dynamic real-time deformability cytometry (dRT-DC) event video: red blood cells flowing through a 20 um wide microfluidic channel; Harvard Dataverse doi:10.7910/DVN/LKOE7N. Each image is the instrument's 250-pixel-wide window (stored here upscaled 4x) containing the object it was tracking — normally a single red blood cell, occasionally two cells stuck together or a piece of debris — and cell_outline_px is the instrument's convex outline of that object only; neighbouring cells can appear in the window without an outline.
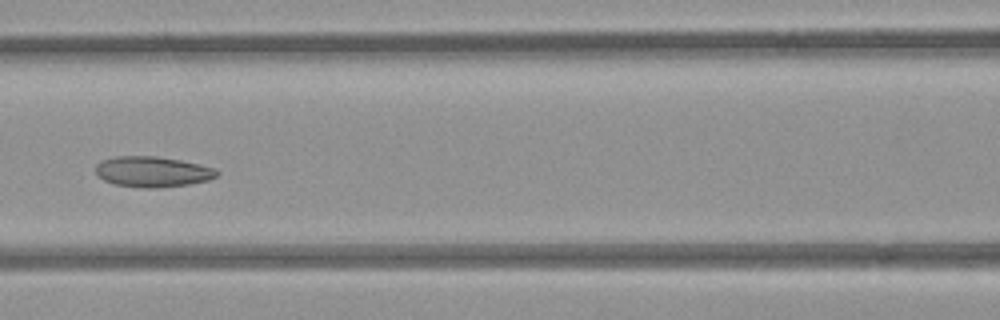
{"species": "common noctule bat (a hibernating species)", "species_latin": "Nyctalus noctula", "temperature_condition": "room temperature", "stored_images_in_passage": 13, "camera_frame_rate_fps": 3000, "um_per_image_px": 0.085, "animal": {"sex": "female", "body_mass_g": 21.9}, "frame": {"image": 1, "passage_image": 10, "time_ms": 3.0, "image_size_px": [1000, 320], "cell_outline_px": [[220, 172], [216, 176], [208, 180], [188, 184], [156, 188], [140, 188], [112, 184], [96, 176], [96, 164], [100, 160], [116, 156], [156, 156], [180, 160], [200, 164], [216, 168]], "centroid_in_image_um": [12.93, 14.59], "position_along_channel_um": 153.7, "area_um2": 21.85}}